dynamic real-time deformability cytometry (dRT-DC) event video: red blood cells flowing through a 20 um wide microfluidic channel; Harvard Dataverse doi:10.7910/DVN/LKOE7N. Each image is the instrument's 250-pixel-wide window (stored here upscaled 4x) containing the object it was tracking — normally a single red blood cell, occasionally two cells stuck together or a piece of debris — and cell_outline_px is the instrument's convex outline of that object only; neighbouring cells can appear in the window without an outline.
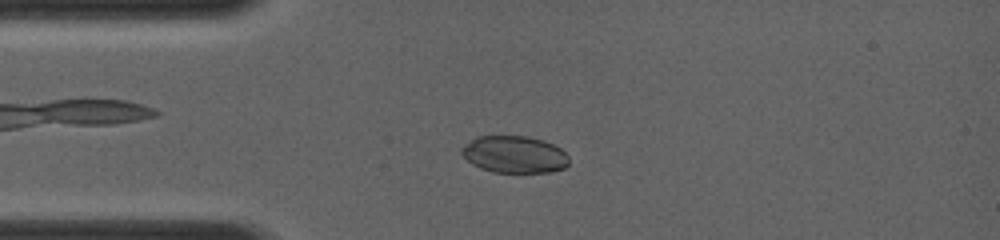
{"species": "common noctule bat (a hibernating species)", "species_latin": "Nyctalus noctula", "temperature_condition": "room temperature", "stored_images_in_passage": 34, "camera_frame_rate_fps": 4000, "um_per_image_px": 0.085, "animal": {"sex": "female", "body_mass_g": 19.0, "forearm_length_mm": 56.7}, "frame": {"image": 1, "passage_image": 7, "time_ms": 3.0, "image_size_px": [1000, 240], "cell_outline_px": [[568, 164], [564, 168], [552, 172], [492, 172], [480, 168], [472, 164], [460, 152], [460, 148], [464, 144], [476, 136], [528, 136], [544, 140], [560, 148], [568, 156]], "centroid_in_image_um": [43.7, 13.12], "position_along_channel_um": 41.3, "area_um2": 23.29}}
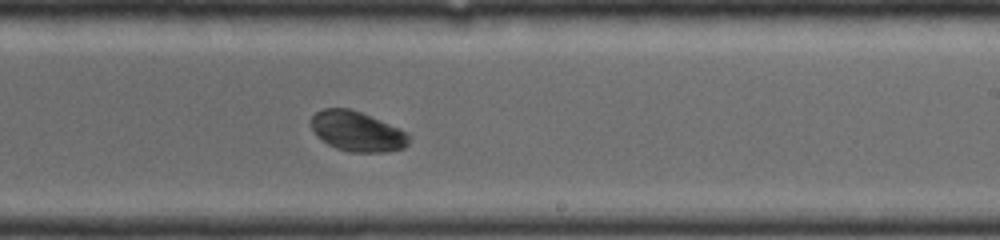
{"frame": {"image": 2, "passage_image": 19, "time_ms": 8.0, "image_size_px": [1000, 240], "cell_outline_px": [[408, 144], [404, 148], [384, 152], [348, 152], [336, 148], [328, 144], [316, 136], [308, 120], [316, 112], [324, 108], [348, 108], [360, 112], [400, 128], [408, 136]], "centroid_in_image_um": [30.3, 11.17], "position_along_channel_um": 258.7, "area_um2": 22.77}}
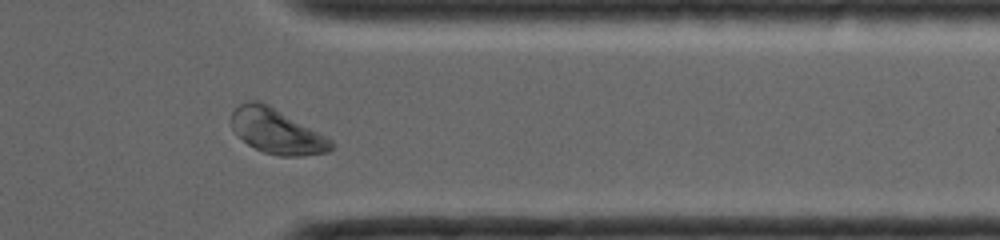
{"frame": {"image": 3, "passage_image": 29, "time_ms": 10.75, "image_size_px": [1000, 240], "cell_outline_px": [[336, 148], [328, 152], [304, 156], [280, 156], [264, 152], [248, 144], [232, 128], [232, 112], [240, 104], [248, 100], [256, 100], [268, 104], [328, 136], [336, 144]], "centroid_in_image_um": [23.6, 11.17], "position_along_channel_um": 387.8, "area_um2": 26.18}}